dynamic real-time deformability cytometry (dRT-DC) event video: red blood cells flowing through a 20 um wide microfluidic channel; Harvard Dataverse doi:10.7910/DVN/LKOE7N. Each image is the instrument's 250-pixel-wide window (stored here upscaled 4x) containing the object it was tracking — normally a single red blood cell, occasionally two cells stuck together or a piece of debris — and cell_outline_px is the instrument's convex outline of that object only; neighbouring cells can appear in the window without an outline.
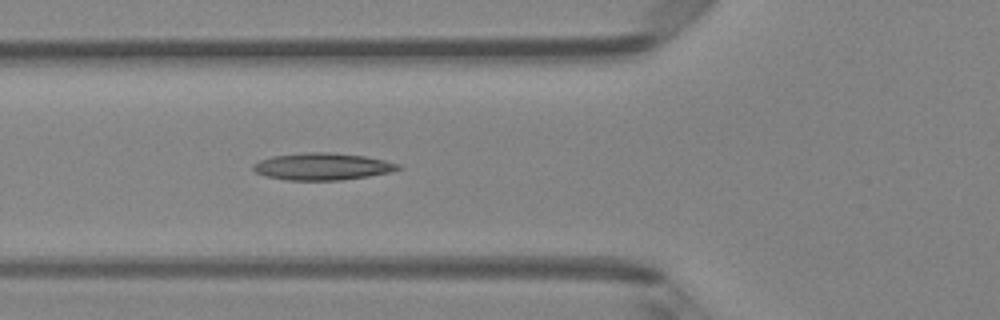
{"species": "Egyptian fruit bat (a non-hibernating species)", "species_latin": "Rousettus aegyptiacus", "temperature_condition": "room temperature", "stored_images_in_passage": 6, "camera_frame_rate_fps": 3000, "um_per_image_px": 0.085, "animal": {"sex": "female"}, "frame": {"image": 1, "passage_image": 6, "time_ms": 1.667, "image_size_px": [1000, 320], "cell_outline_px": [[400, 168], [392, 172], [368, 176], [340, 180], [288, 180], [264, 176], [256, 172], [252, 168], [252, 164], [260, 160], [272, 156], [304, 152], [328, 152], [364, 156], [384, 160], [400, 164]], "centroid_in_image_um": [27.38, 14.15], "position_along_channel_um": 98.4, "area_um2": 22.83}}